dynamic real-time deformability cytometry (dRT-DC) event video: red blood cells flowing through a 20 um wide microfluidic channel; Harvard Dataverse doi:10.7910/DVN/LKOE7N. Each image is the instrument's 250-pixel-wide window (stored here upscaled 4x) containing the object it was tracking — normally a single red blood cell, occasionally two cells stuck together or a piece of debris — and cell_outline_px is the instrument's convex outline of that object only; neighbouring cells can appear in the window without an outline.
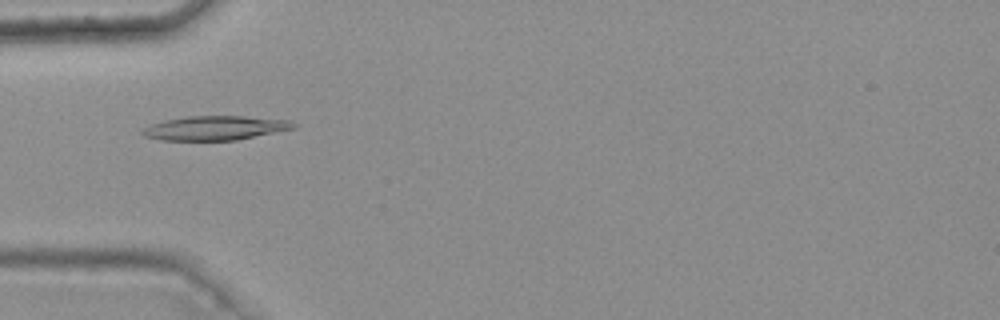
{"species": "common noctule bat (a hibernating species)", "species_latin": "Nyctalus noctula", "temperature_condition": "warm", "stored_images_in_passage": 3, "camera_frame_rate_fps": 3000, "um_per_image_px": 0.085, "animal": {"sex": "female", "body_mass_g": 25.1}, "frame": {"image": 1, "passage_image": 2, "time_ms": 0.333, "image_size_px": [1000, 320], "cell_outline_px": [[296, 128], [236, 140], [160, 140], [144, 136], [140, 132], [144, 128], [152, 124], [164, 120], [184, 116], [244, 116], [292, 120], [296, 124]], "centroid_in_image_um": [18.3, 10.87], "position_along_channel_um": 66.7, "area_um2": 21.39}}
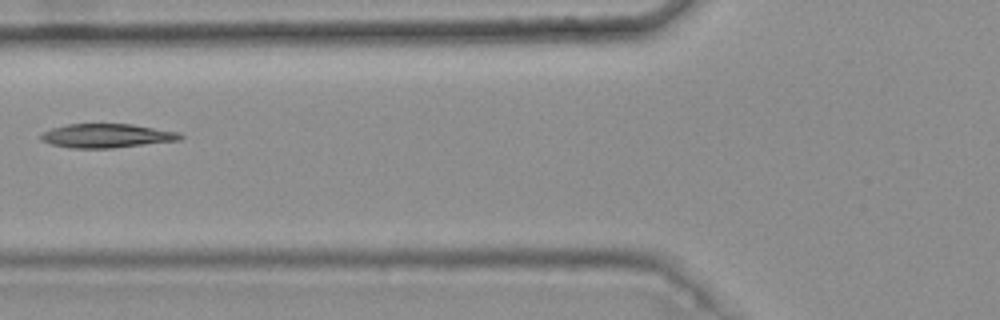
{"frame": {"image": 2, "passage_image": 3, "time_ms": 0.667, "image_size_px": [1000, 320], "cell_outline_px": [[184, 136], [180, 140], [112, 148], [72, 148], [52, 144], [40, 140], [40, 136], [44, 132], [52, 128], [68, 124], [132, 124], [180, 132]], "centroid_in_image_um": [9.1, 11.54], "position_along_channel_um": 116.7, "area_um2": 19.36}}